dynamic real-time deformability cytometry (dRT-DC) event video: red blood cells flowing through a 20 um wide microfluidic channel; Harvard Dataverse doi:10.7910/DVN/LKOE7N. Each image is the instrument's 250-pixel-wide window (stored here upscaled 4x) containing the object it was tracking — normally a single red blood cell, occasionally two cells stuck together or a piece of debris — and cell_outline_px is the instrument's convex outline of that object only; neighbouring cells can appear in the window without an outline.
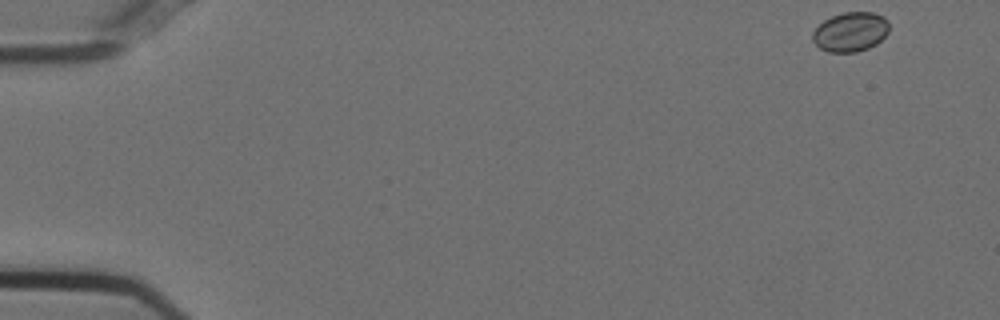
{"species": "Egyptian fruit bat (a non-hibernating species)", "species_latin": "Rousettus aegyptiacus", "temperature_condition": "cold", "stored_images_in_passage": 49, "camera_frame_rate_fps": 3000, "um_per_image_px": 0.085, "animal": {"sex": "female"}, "frame": {"image": 1, "passage_image": 1, "time_ms": 0.0, "image_size_px": [1000, 320], "cell_outline_px": [[888, 32], [876, 44], [868, 48], [856, 52], [828, 52], [820, 48], [812, 40], [812, 32], [824, 20], [832, 16], [844, 12], [872, 12], [884, 16], [888, 20]], "centroid_in_image_um": [72.29, 2.7], "position_along_channel_um": 12.7, "area_um2": 17.57}}
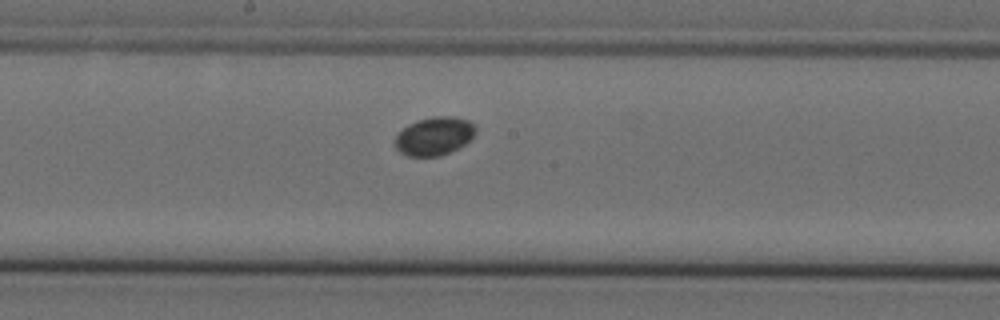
{"frame": {"image": 2, "passage_image": 28, "time_ms": 9.0, "image_size_px": [1000, 320], "cell_outline_px": [[476, 132], [464, 144], [440, 156], [408, 156], [400, 152], [396, 148], [396, 136], [408, 124], [416, 120], [432, 116], [452, 116], [468, 120], [476, 128]], "centroid_in_image_um": [36.9, 11.55], "position_along_channel_um": 211.3, "area_um2": 17.74}}
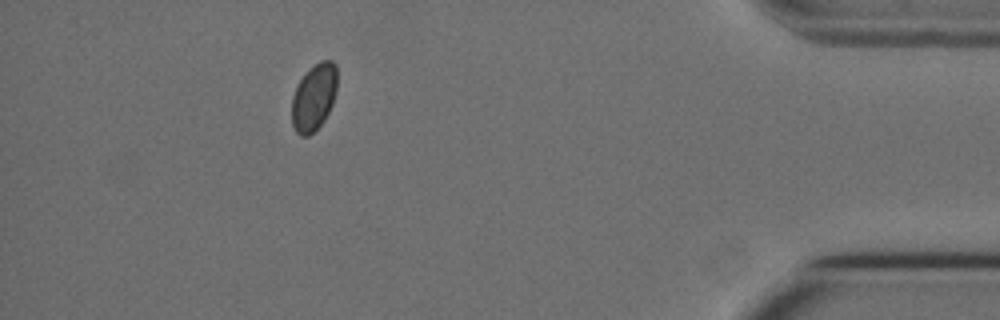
{"frame": {"image": 3, "passage_image": 48, "time_ms": 15.667, "image_size_px": [1000, 320], "cell_outline_px": [[336, 92], [332, 104], [324, 120], [308, 136], [300, 136], [296, 132], [292, 124], [292, 96], [300, 80], [320, 60], [332, 60], [336, 64]], "centroid_in_image_um": [26.68, 8.28], "position_along_channel_um": 408.5, "area_um2": 17.34}}